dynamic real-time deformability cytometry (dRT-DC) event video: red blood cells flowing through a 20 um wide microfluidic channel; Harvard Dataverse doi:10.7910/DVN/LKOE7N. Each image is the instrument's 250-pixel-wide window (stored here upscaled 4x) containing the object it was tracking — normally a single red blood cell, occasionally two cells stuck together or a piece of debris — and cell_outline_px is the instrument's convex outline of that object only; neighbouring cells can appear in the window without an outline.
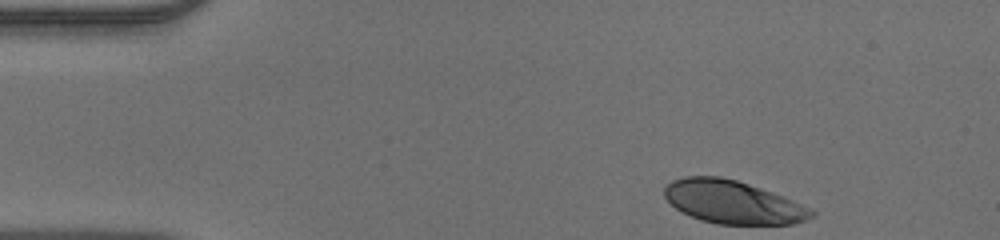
{"species": "human", "species_latin": "Homo sapiens", "temperature_condition": "warm", "stored_images_in_passage": 35, "camera_frame_rate_fps": 3000, "um_per_image_px": 0.085, "donor": {"sex": "male"}, "frame": {"image": 1, "passage_image": 1, "time_ms": 0.0, "image_size_px": [1000, 240], "cell_outline_px": [[816, 216], [792, 224], [716, 224], [700, 220], [676, 208], [664, 196], [664, 188], [672, 180], [684, 176], [720, 176], [736, 180], [784, 196], [812, 208], [816, 212]], "centroid_in_image_um": [62.32, 17.18], "position_along_channel_um": 22.7, "area_um2": 36.88}}
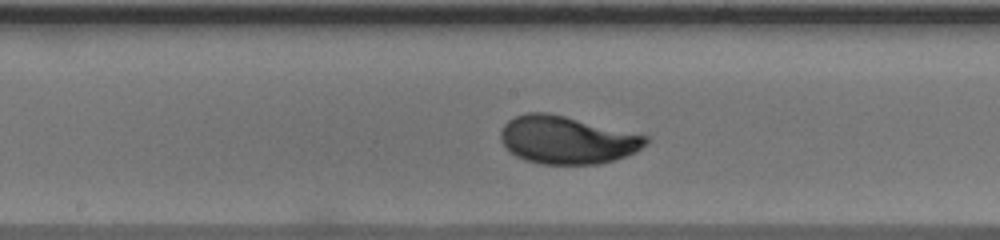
{"frame": {"image": 2, "passage_image": 20, "time_ms": 6.333, "image_size_px": [1000, 240], "cell_outline_px": [[648, 144], [636, 152], [600, 164], [540, 164], [524, 160], [516, 156], [500, 140], [500, 132], [504, 124], [508, 120], [516, 116], [528, 112], [548, 112], [648, 136]], "centroid_in_image_um": [48.18, 11.89], "position_along_channel_um": 200.0, "area_um2": 40.29}}
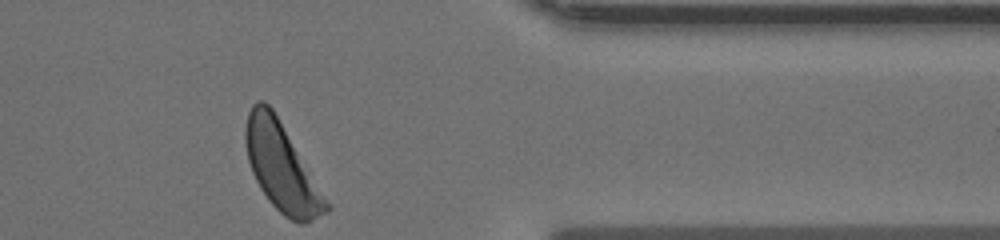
{"frame": {"image": 3, "passage_image": 35, "time_ms": 11.333, "image_size_px": [1000, 240], "cell_outline_px": [[332, 208], [328, 212], [304, 224], [300, 224], [284, 216], [268, 200], [260, 188], [252, 172], [248, 160], [244, 140], [244, 132], [248, 112], [252, 104], [256, 100], [264, 100], [272, 108], [332, 204]], "centroid_in_image_um": [23.96, 14.22], "position_along_channel_um": 387.4, "area_um2": 41.56}}